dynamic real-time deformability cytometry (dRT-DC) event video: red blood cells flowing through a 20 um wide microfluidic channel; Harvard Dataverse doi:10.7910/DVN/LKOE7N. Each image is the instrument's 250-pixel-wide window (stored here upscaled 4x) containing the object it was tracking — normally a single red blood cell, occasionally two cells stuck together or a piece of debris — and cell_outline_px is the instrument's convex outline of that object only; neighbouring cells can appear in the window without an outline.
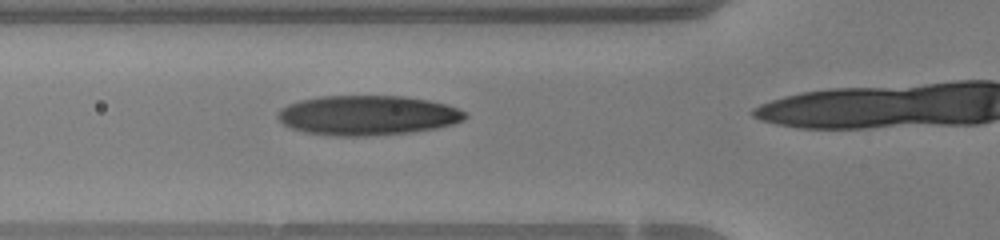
{"species": "human", "species_latin": "Homo sapiens", "temperature_condition": "warm", "stored_images_in_passage": 14, "camera_frame_rate_fps": 3000, "um_per_image_px": 0.085, "donor": {"sex": "female"}, "frame": {"image": 1, "passage_image": 11, "time_ms": 3.333, "image_size_px": [1000, 240], "cell_outline_px": [[468, 116], [464, 120], [452, 124], [436, 128], [412, 132], [368, 136], [332, 136], [304, 132], [292, 128], [284, 124], [276, 116], [280, 108], [288, 104], [300, 100], [320, 96], [404, 96], [428, 100], [444, 104], [456, 108], [464, 112]], "centroid_in_image_um": [31.21, 9.8], "position_along_channel_um": 94.6, "area_um2": 43.41}}
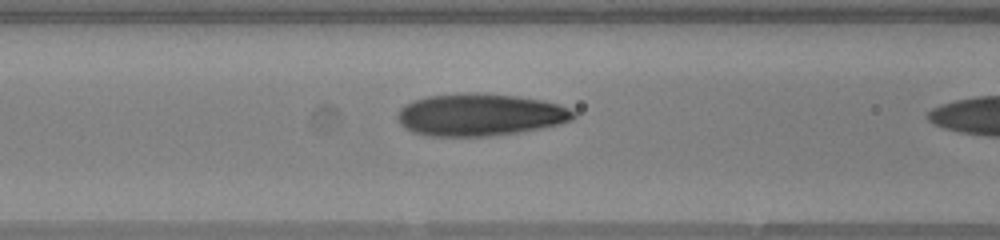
{"frame": {"image": 2, "passage_image": 13, "time_ms": 4.0, "image_size_px": [1000, 240], "cell_outline_px": [[576, 116], [572, 120], [560, 124], [524, 132], [496, 136], [428, 136], [412, 132], [404, 128], [400, 124], [396, 116], [400, 108], [404, 104], [412, 100], [428, 96], [476, 92], [516, 96], [544, 100], [568, 108], [576, 112]], "centroid_in_image_um": [40.79, 9.77], "position_along_channel_um": 125.8, "area_um2": 43.81}}